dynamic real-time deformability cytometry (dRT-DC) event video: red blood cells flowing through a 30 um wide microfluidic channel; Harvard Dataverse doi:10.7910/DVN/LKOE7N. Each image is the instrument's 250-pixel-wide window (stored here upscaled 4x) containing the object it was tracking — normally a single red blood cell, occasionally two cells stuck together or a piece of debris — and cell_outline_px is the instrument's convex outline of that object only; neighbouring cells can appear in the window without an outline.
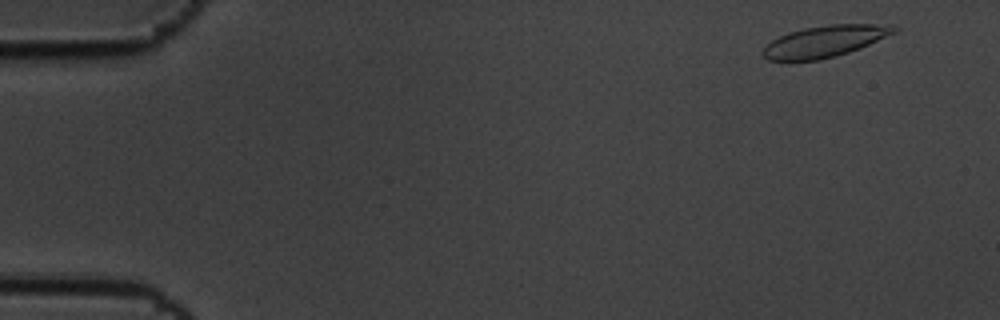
{"species": "common noctule bat (a hibernating species)", "species_latin": "Nyctalus noctula", "temperature_condition": "cold", "stored_images_in_passage": 5, "camera_frame_rate_fps": 3000, "um_per_image_px": 0.085, "animal": {"sex": "male", "body_mass_g": 19.5, "forearm_length_mm": 54.6}, "frame": {"image": 1, "passage_image": 2, "time_ms": 0.333, "image_size_px": [1000, 320], "cell_outline_px": [[900, 28], [896, 32], [860, 48], [836, 56], [820, 60], [768, 60], [764, 56], [764, 48], [772, 40], [788, 32], [804, 28], [828, 24], [892, 24]], "centroid_in_image_um": [70.16, 3.49], "position_along_channel_um": 14.8, "area_um2": 23.93}}